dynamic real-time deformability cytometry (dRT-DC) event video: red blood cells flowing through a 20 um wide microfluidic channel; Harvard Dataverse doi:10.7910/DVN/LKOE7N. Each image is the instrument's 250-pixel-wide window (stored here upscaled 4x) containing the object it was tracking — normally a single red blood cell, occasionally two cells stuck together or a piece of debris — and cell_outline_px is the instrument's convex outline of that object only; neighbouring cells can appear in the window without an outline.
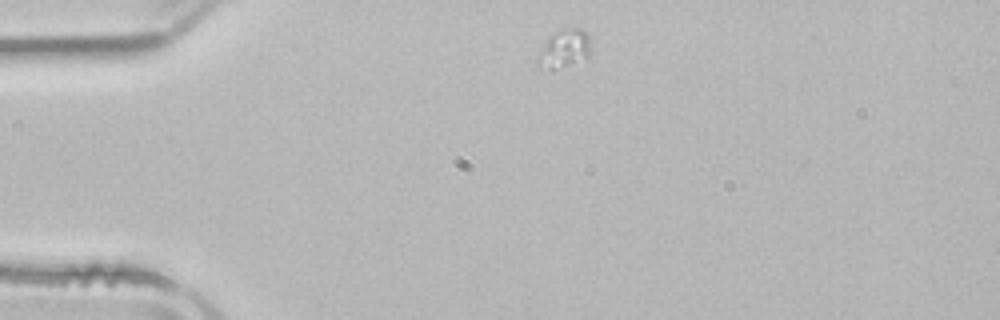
{"species": "common noctule bat (a hibernating species)", "species_latin": "Nyctalus noctula", "temperature_condition": "room temperature", "stored_images_in_passage": 3, "camera_frame_rate_fps": 3000, "um_per_image_px": 0.085, "animal": {"sex": "male", "body_mass_g": 21.5, "forearm_length_mm": 52.0}, "frame": {"image": 1, "passage_image": 1, "time_ms": 0.0, "image_size_px": [1000, 320], "cell_outline_px": [[592, 52], [588, 56], [552, 68], [536, 68], [536, 56], [548, 36], [572, 24], [580, 28], [588, 36]], "centroid_in_image_um": [47.91, 4.06], "position_along_channel_um": 37.1, "area_um2": 11.73}}